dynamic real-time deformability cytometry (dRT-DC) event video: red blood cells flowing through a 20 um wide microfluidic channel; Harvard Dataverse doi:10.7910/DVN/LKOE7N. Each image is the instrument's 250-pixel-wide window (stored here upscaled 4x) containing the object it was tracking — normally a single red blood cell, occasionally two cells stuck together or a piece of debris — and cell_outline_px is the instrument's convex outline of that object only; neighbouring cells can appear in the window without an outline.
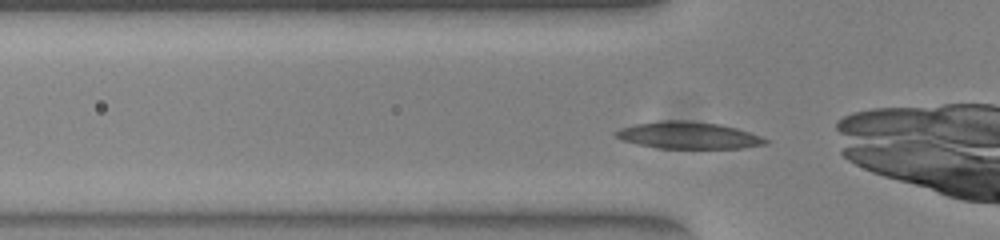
{"species": "common noctule bat (a hibernating species)", "species_latin": "Nyctalus noctula", "temperature_condition": "warm", "stored_images_in_passage": 35, "camera_frame_rate_fps": 3000, "um_per_image_px": 0.085, "animal": {"sex": "female", "body_mass_g": 23.0, "forearm_length_mm": 53.4}, "frame": {"image": 1, "passage_image": 2, "time_ms": 0.333, "image_size_px": [1000, 240], "cell_outline_px": [[768, 144], [740, 148], [656, 148], [636, 144], [620, 140], [612, 132], [620, 128], [636, 124], [660, 120], [688, 120], [720, 124], [736, 128], [760, 136], [768, 140]], "centroid_in_image_um": [58.46, 11.5], "position_along_channel_um": 67.3, "area_um2": 23.58}}
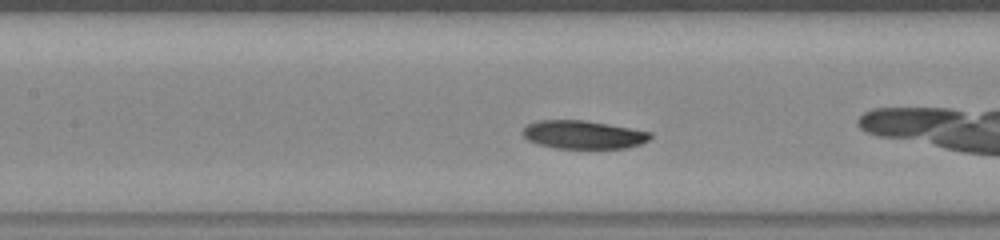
{"frame": {"image": 2, "passage_image": 9, "time_ms": 2.667, "image_size_px": [1000, 240], "cell_outline_px": [[652, 136], [648, 140], [640, 144], [628, 148], [556, 148], [536, 144], [528, 140], [524, 136], [524, 128], [528, 124], [540, 120], [584, 120], [608, 124], [652, 132]], "centroid_in_image_um": [49.59, 11.45], "position_along_channel_um": 157.8, "area_um2": 20.92}}
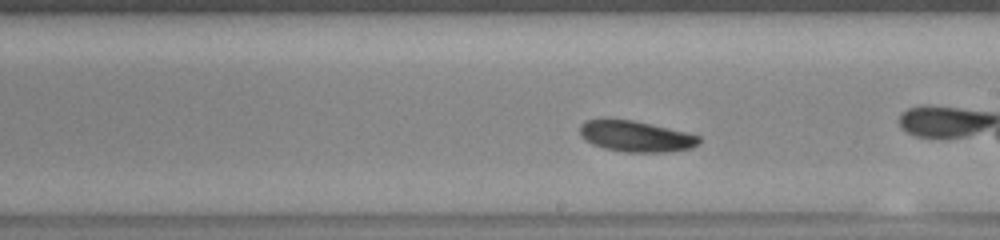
{"frame": {"image": 3, "passage_image": 15, "time_ms": 4.667, "image_size_px": [1000, 240], "cell_outline_px": [[700, 144], [692, 148], [668, 152], [624, 152], [604, 148], [592, 144], [580, 136], [580, 124], [584, 120], [632, 120], [684, 132], [700, 136]], "centroid_in_image_um": [54.05, 11.61], "position_along_channel_um": 235.0, "area_um2": 21.27}}